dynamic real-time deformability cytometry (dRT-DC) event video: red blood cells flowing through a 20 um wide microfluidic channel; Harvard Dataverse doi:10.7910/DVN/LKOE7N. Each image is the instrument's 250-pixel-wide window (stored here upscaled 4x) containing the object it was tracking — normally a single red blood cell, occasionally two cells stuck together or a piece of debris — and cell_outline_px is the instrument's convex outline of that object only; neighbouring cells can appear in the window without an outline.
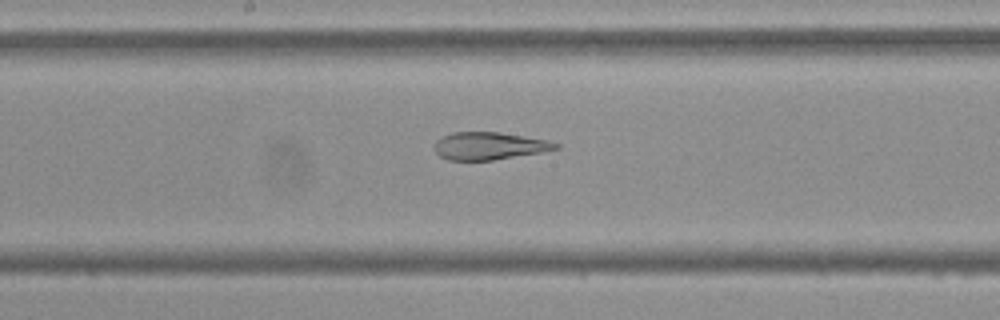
{"species": "Egyptian fruit bat (a non-hibernating species)", "species_latin": "Rousettus aegyptiacus", "temperature_condition": "cold", "stored_images_in_passage": 35, "camera_frame_rate_fps": 3000, "um_per_image_px": 0.085, "frame": {"image": 1, "passage_image": 16, "time_ms": 5.0, "image_size_px": [1000, 320], "cell_outline_px": [[560, 148], [544, 152], [492, 160], [448, 160], [440, 156], [432, 148], [436, 140], [440, 136], [452, 132], [500, 132], [524, 136], [544, 140], [560, 144]], "centroid_in_image_um": [41.54, 12.4], "position_along_channel_um": 206.7, "area_um2": 19.59}}
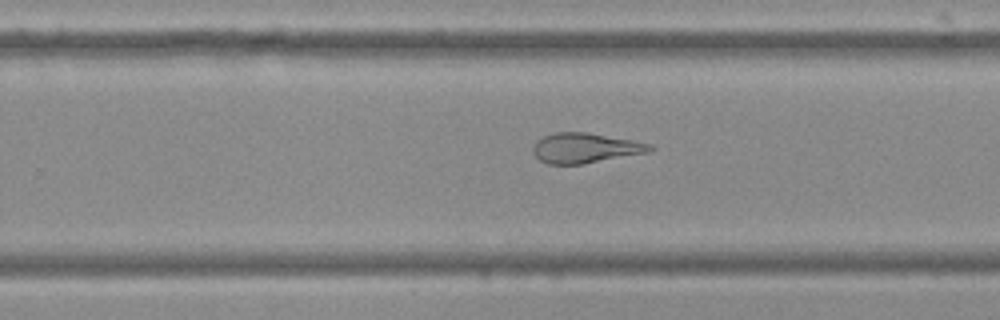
{"frame": {"image": 2, "passage_image": 22, "time_ms": 7.0, "image_size_px": [1000, 320], "cell_outline_px": [[656, 148], [648, 152], [584, 164], [548, 164], [540, 160], [532, 152], [532, 148], [536, 140], [544, 136], [556, 132], [588, 132], [632, 140], [652, 144]], "centroid_in_image_um": [49.74, 12.58], "position_along_channel_um": 280.1, "area_um2": 20.52}}
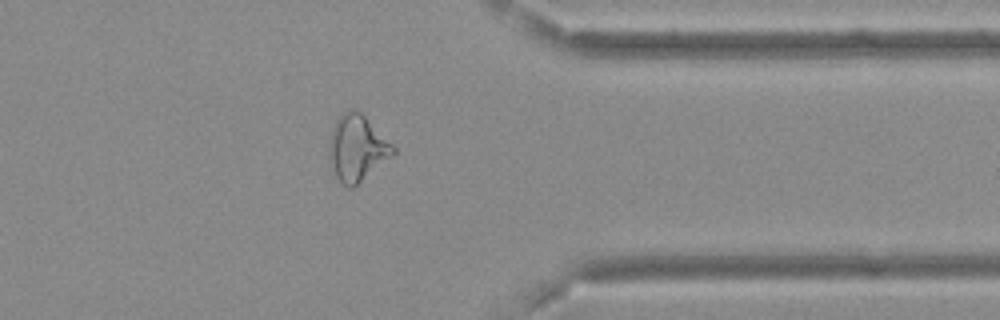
{"frame": {"image": 3, "passage_image": 31, "time_ms": 10.0, "image_size_px": [1000, 320], "cell_outline_px": [[396, 152], [392, 156], [352, 188], [348, 188], [332, 172], [328, 164], [328, 144], [332, 128], [336, 120], [348, 108], [352, 108], [360, 112], [396, 148]], "centroid_in_image_um": [30.3, 12.59], "position_along_channel_um": 381.1, "area_um2": 24.57}, "authors_computed_cell_mechanics": {"area_um2": 21.2126, "velocity_mm_per_s": 3.6797, "shape_relaxation_time_tau1_ms": null, "shape_relaxation_time_tau2_ms": 3.2205, "deformation_change_tau1": null, "deformation_change_tau2": 0.0913}}